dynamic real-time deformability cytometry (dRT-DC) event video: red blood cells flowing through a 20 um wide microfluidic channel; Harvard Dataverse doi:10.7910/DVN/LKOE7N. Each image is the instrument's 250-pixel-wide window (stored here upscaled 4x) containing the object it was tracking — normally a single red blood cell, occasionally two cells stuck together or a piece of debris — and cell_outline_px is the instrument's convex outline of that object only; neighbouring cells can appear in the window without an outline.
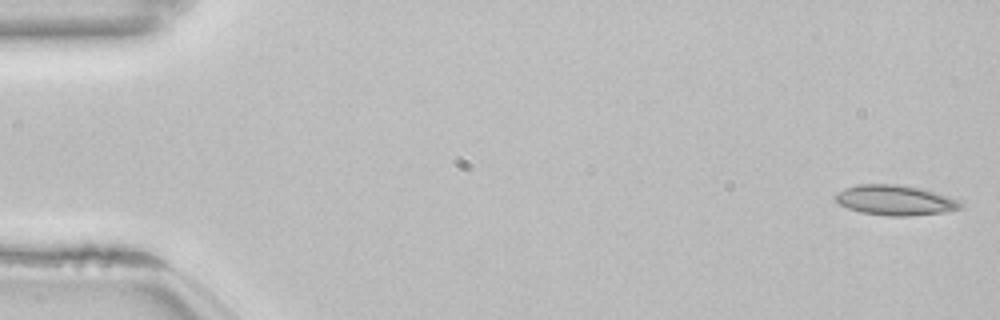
{"species": "common noctule bat (a hibernating species)", "species_latin": "Nyctalus noctula", "temperature_condition": "room temperature", "stored_images_in_passage": 53, "camera_frame_rate_fps": 3000, "um_per_image_px": 0.085, "animal": {"sex": "female", "body_mass_g": 22.7, "forearm_length_mm": 54.2}, "frame": {"image": 1, "passage_image": 1, "time_ms": 0.0, "image_size_px": [1000, 320], "cell_outline_px": [[964, 208], [944, 212], [908, 216], [888, 216], [860, 212], [848, 208], [840, 204], [836, 200], [836, 192], [844, 188], [856, 184], [896, 184], [920, 188], [948, 196], [960, 200], [964, 204]], "centroid_in_image_um": [76.11, 17.02], "position_along_channel_um": 8.9, "area_um2": 22.08}}
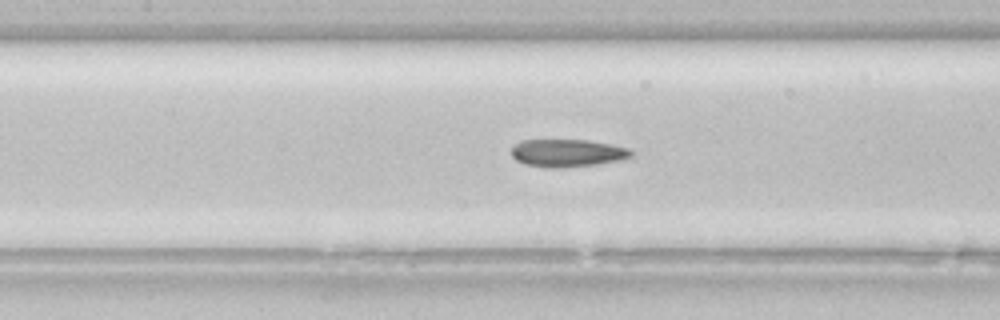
{"frame": {"image": 2, "passage_image": 24, "time_ms": 7.667, "image_size_px": [1000, 320], "cell_outline_px": [[632, 156], [624, 160], [596, 164], [560, 168], [548, 168], [524, 164], [516, 160], [512, 156], [512, 148], [520, 140], [588, 140], [612, 144], [628, 148], [632, 152]], "centroid_in_image_um": [48.24, 13.01], "position_along_channel_um": 159.2, "area_um2": 19.42}}
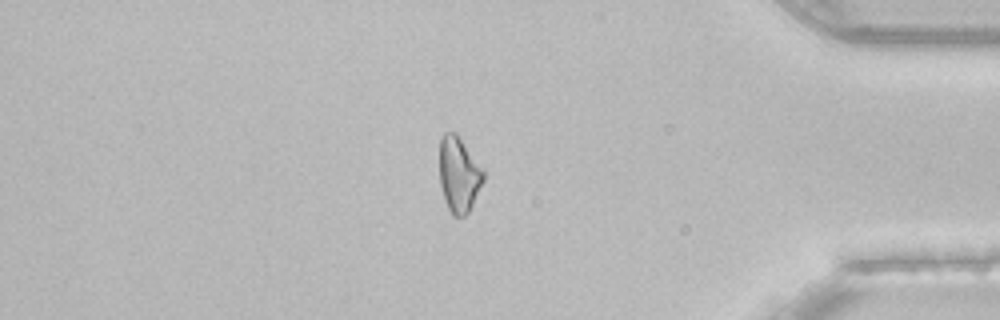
{"frame": {"image": 3, "passage_image": 45, "time_ms": 14.667, "image_size_px": [1000, 320], "cell_outline_px": [[484, 180], [468, 212], [464, 216], [452, 216], [444, 200], [440, 184], [440, 140], [444, 132], [456, 132], [484, 172]], "centroid_in_image_um": [38.98, 14.84], "position_along_channel_um": 396.2, "area_um2": 19.02}}